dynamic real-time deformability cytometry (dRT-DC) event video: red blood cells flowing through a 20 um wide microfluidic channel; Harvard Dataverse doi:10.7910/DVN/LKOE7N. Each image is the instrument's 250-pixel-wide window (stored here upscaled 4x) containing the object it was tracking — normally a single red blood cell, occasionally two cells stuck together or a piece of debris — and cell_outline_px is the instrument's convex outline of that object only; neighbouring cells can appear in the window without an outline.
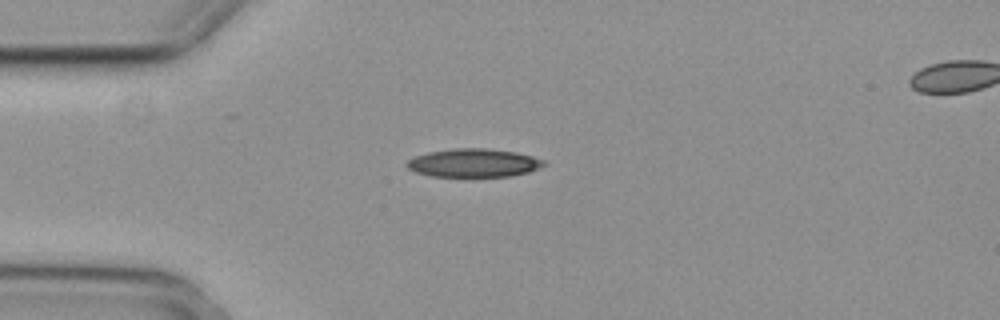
{"species": "common noctule bat (a hibernating species)", "species_latin": "Nyctalus noctula", "temperature_condition": "cold", "stored_images_in_passage": 4, "camera_frame_rate_fps": 3000, "um_per_image_px": 0.085, "animal": {"sex": "female", "body_mass_g": 29.2, "forearm_length_mm": 56.3}, "frame": {"image": 1, "passage_image": 1, "time_ms": 0.0, "image_size_px": [1000, 320], "cell_outline_px": [[548, 164], [540, 168], [528, 172], [512, 176], [432, 176], [416, 172], [408, 168], [404, 164], [408, 160], [416, 156], [428, 152], [456, 148], [484, 148], [516, 152], [532, 156], [544, 160]], "centroid_in_image_um": [40.29, 13.84], "position_along_channel_um": 44.7, "area_um2": 22.6}}
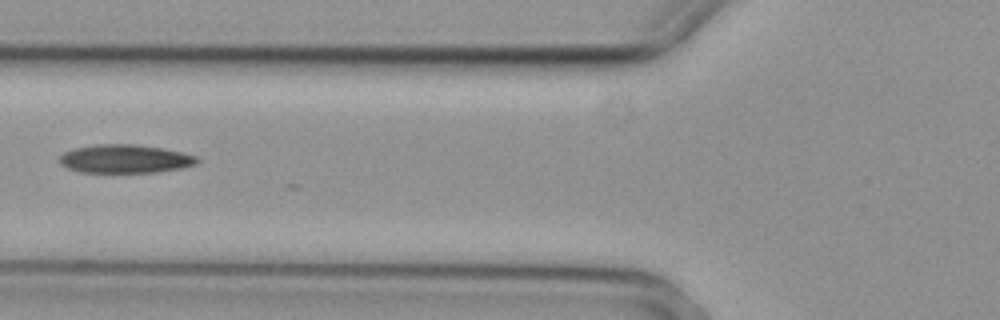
{"frame": {"image": 2, "passage_image": 3, "time_ms": 0.667, "image_size_px": [1000, 320], "cell_outline_px": [[200, 160], [196, 164], [180, 168], [156, 172], [80, 172], [68, 168], [60, 164], [60, 156], [64, 152], [76, 148], [96, 144], [136, 144], [164, 148], [184, 152], [196, 156]], "centroid_in_image_um": [10.66, 13.49], "position_along_channel_um": 115.1, "area_um2": 22.83}}
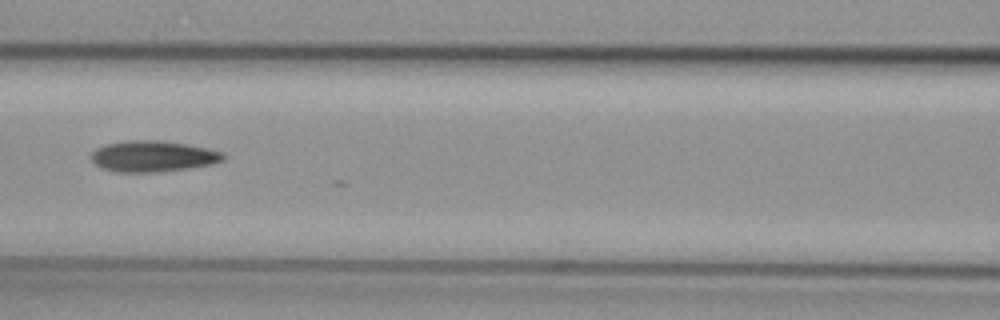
{"frame": {"image": 3, "passage_image": 4, "time_ms": 1.0, "image_size_px": [1000, 320], "cell_outline_px": [[224, 160], [216, 164], [188, 168], [156, 172], [116, 172], [100, 168], [92, 160], [92, 152], [96, 148], [108, 144], [128, 140], [160, 140], [208, 148], [224, 152]], "centroid_in_image_um": [13.03, 13.29], "position_along_channel_um": 153.6, "area_um2": 23.93}}